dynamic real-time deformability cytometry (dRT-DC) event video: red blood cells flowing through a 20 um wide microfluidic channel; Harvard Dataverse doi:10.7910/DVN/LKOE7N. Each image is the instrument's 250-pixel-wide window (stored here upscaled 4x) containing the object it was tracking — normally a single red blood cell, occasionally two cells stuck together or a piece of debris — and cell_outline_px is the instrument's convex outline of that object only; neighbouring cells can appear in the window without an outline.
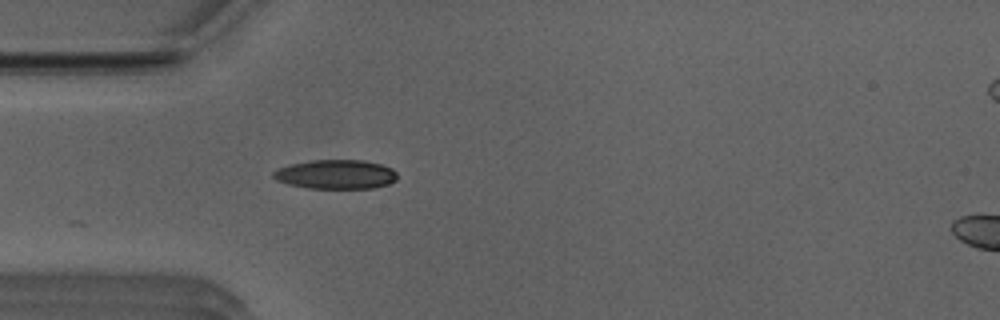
{"species": "Egyptian fruit bat (a non-hibernating species)", "species_latin": "Rousettus aegyptiacus", "temperature_condition": "room temperature", "stored_images_in_passage": 38, "camera_frame_rate_fps": 3000, "um_per_image_px": 0.085, "animal": {"sex": "male"}, "frame": {"image": 1, "passage_image": 5, "time_ms": 1.333, "image_size_px": [1000, 320], "cell_outline_px": [[396, 180], [388, 184], [372, 188], [308, 188], [288, 184], [276, 180], [272, 176], [272, 172], [280, 168], [292, 164], [312, 160], [364, 160], [380, 164], [392, 168], [396, 172]], "centroid_in_image_um": [28.55, 14.82], "position_along_channel_um": 56.4, "area_um2": 20.98}}
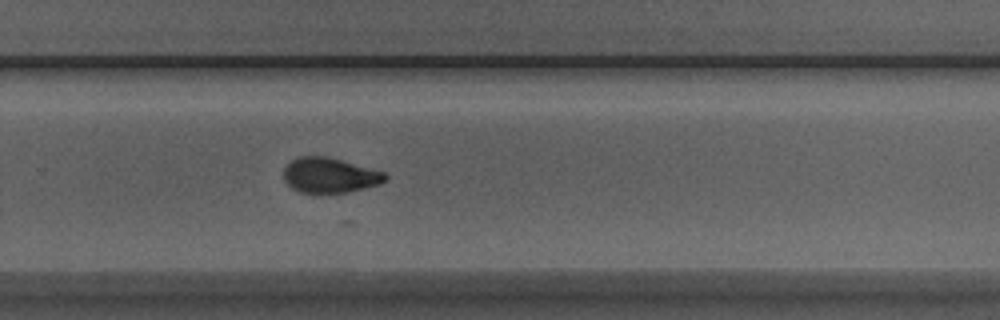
{"frame": {"image": 2, "passage_image": 24, "time_ms": 7.667, "image_size_px": [1000, 320], "cell_outline_px": [[388, 180], [380, 184], [348, 192], [320, 196], [300, 192], [292, 188], [284, 180], [284, 168], [292, 160], [300, 156], [328, 156], [384, 172], [388, 176]], "centroid_in_image_um": [28.02, 14.94], "position_along_channel_um": 301.8, "area_um2": 21.33}}
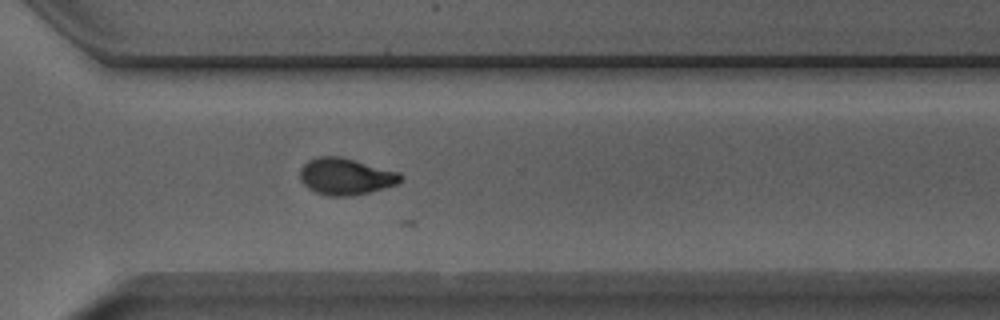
{"frame": {"image": 3, "passage_image": 27, "time_ms": 8.667, "image_size_px": [1000, 320], "cell_outline_px": [[404, 176], [396, 184], [384, 188], [352, 196], [328, 196], [316, 192], [308, 188], [300, 180], [300, 168], [308, 160], [316, 156], [340, 156], [400, 172]], "centroid_in_image_um": [29.37, 14.99], "position_along_channel_um": 341.2, "area_um2": 21.56}, "authors_computed_cell_mechanics": {"area_um2": 20.519, "velocity_mm_per_s": 3.5314, "shape_relaxation_time_tau1_ms": 1.0643, "shape_relaxation_time_tau2_ms": null, "deformation_change_tau1": 0.2315, "deformation_change_tau2": null}}